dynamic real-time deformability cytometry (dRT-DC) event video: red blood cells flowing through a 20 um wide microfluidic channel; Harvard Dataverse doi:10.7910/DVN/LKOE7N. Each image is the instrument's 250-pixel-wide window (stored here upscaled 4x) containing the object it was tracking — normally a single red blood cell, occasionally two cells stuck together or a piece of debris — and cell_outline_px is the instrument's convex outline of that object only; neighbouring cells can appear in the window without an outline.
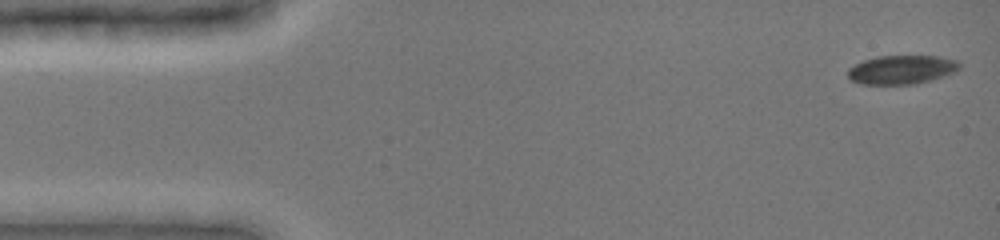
{"species": "common noctule bat (a hibernating species)", "species_latin": "Nyctalus noctula", "temperature_condition": "cold", "stored_images_in_passage": 48, "camera_frame_rate_fps": 3000, "um_per_image_px": 0.085, "animal": {"sex": "female", "body_mass_g": 19.0, "forearm_length_mm": 51.5}, "frame": {"image": 1, "passage_image": 1, "time_ms": 0.0, "image_size_px": [1000, 240], "cell_outline_px": [[960, 68], [956, 72], [916, 84], [860, 84], [852, 80], [848, 76], [848, 68], [864, 60], [876, 56], [940, 56], [960, 60]], "centroid_in_image_um": [76.68, 5.91], "position_along_channel_um": 8.3, "area_um2": 18.84}}
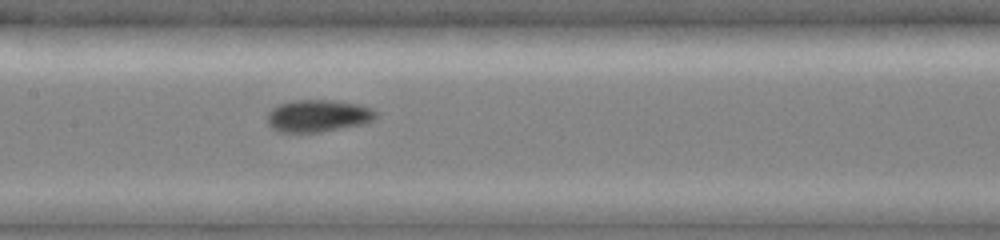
{"frame": {"image": 2, "passage_image": 23, "time_ms": 7.333, "image_size_px": [1000, 240], "cell_outline_px": [[380, 112], [372, 120], [364, 124], [320, 132], [280, 132], [272, 128], [268, 124], [268, 112], [272, 108], [280, 104], [292, 100], [332, 100], [356, 104], [372, 108]], "centroid_in_image_um": [27.05, 9.84], "position_along_channel_um": 180.4, "area_um2": 20.4}}
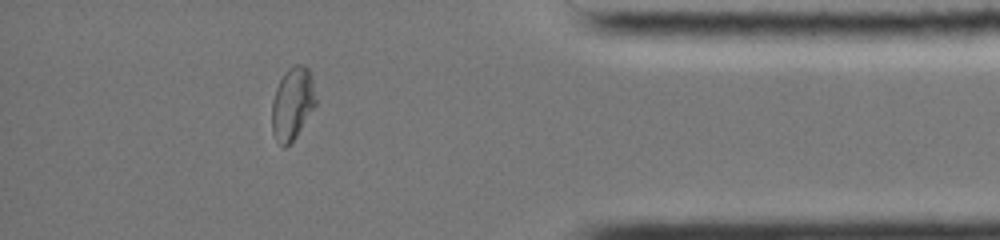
{"frame": {"image": 3, "passage_image": 42, "time_ms": 13.667, "image_size_px": [1000, 240], "cell_outline_px": [[316, 104], [296, 136], [284, 148], [276, 140], [272, 132], [272, 100], [276, 88], [284, 72], [292, 64], [304, 64], [312, 72], [316, 100]], "centroid_in_image_um": [24.86, 8.75], "position_along_channel_um": 410.3, "area_um2": 18.67}, "authors_computed_cell_mechanics": {"area_um2": 19.5364, "velocity_mm_per_s": 3.9446, "shape_relaxation_time_tau1_ms": 7.4005, "shape_relaxation_time_tau2_ms": 2.0213, "deformation_change_tau1": 0.1613, "deformation_change_tau2": 0.0458}}